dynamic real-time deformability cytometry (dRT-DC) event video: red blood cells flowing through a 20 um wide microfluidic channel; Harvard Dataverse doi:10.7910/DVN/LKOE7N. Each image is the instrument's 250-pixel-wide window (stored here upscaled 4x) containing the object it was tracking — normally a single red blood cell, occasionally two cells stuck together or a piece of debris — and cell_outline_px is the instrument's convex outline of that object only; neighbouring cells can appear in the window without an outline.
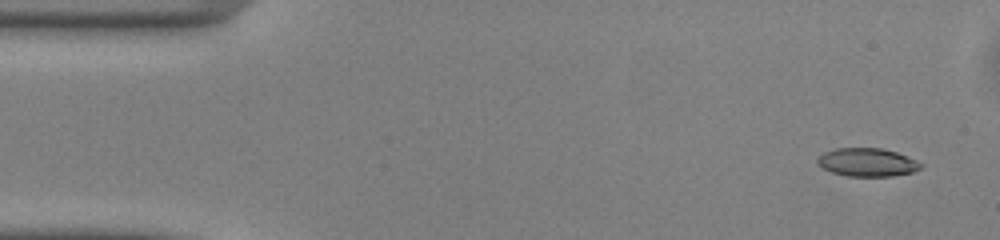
{"species": "common noctule bat (a hibernating species)", "species_latin": "Nyctalus noctula", "temperature_condition": "warm", "stored_images_in_passage": 47, "camera_frame_rate_fps": 3000, "um_per_image_px": 0.085, "animal": {"sex": "male", "body_mass_g": 13.0, "forearm_length_mm": 53.1}, "frame": {"image": 1, "passage_image": 1, "time_ms": 0.0, "image_size_px": [1000, 240], "cell_outline_px": [[924, 164], [920, 168], [912, 172], [892, 176], [848, 176], [832, 172], [824, 168], [816, 160], [824, 152], [836, 148], [880, 148], [896, 152], [916, 160]], "centroid_in_image_um": [73.74, 13.79], "position_along_channel_um": 11.3, "area_um2": 16.82}}
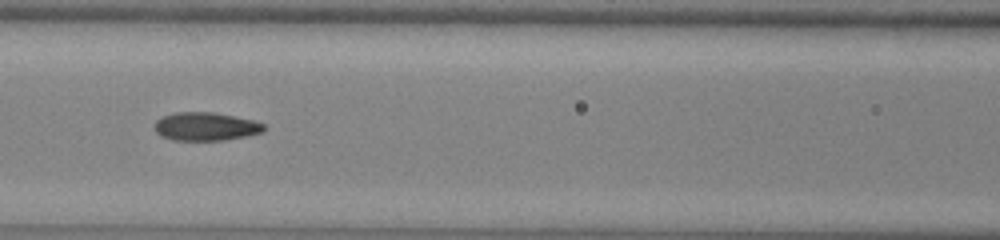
{"frame": {"image": 2, "passage_image": 19, "time_ms": 6.0, "image_size_px": [1000, 240], "cell_outline_px": [[264, 132], [248, 136], [224, 140], [172, 140], [160, 136], [156, 132], [156, 120], [164, 116], [176, 112], [212, 112], [256, 120], [264, 124]], "centroid_in_image_um": [17.52, 10.75], "position_along_channel_um": 149.1, "area_um2": 18.09}}
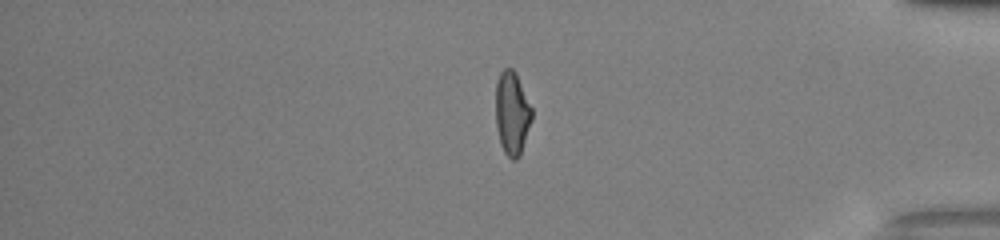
{"frame": {"image": 3, "passage_image": 39, "time_ms": 12.667, "image_size_px": [1000, 240], "cell_outline_px": [[532, 120], [520, 156], [516, 160], [512, 160], [504, 152], [500, 144], [496, 128], [496, 80], [500, 72], [504, 68], [512, 68], [516, 72], [532, 108]], "centroid_in_image_um": [43.52, 9.62], "position_along_channel_um": 391.7, "area_um2": 17.8}, "authors_computed_cell_mechanics": {"area_um2": 17.8024, "velocity_mm_per_s": 4.1293, "shape_relaxation_time_tau1_ms": 5.3454, "shape_relaxation_time_tau2_ms": 1.5453, "deformation_change_tau1": 0.1759, "deformation_change_tau2": 0.0813}}